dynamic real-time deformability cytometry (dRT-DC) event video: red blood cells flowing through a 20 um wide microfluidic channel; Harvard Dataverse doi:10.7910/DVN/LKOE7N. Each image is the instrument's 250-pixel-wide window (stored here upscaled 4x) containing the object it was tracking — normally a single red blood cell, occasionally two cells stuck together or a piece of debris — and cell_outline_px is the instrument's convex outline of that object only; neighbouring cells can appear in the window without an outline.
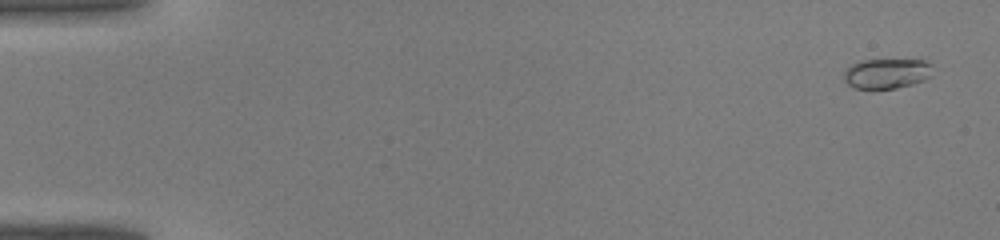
{"species": "common noctule bat (a hibernating species)", "species_latin": "Nyctalus noctula", "temperature_condition": "warm", "stored_images_in_passage": 43, "camera_frame_rate_fps": 3000, "um_per_image_px": 0.085, "animal": {"sex": "male", "body_mass_g": 19.0, "forearm_length_mm": 50.8}, "frame": {"image": 1, "passage_image": 2, "time_ms": 0.333, "image_size_px": [1000, 240], "cell_outline_px": [[932, 76], [924, 80], [912, 84], [896, 88], [856, 88], [848, 84], [844, 80], [844, 72], [852, 64], [860, 60], [924, 56], [932, 64]], "centroid_in_image_um": [75.5, 6.16], "position_along_channel_um": 9.5, "area_um2": 16.53}}
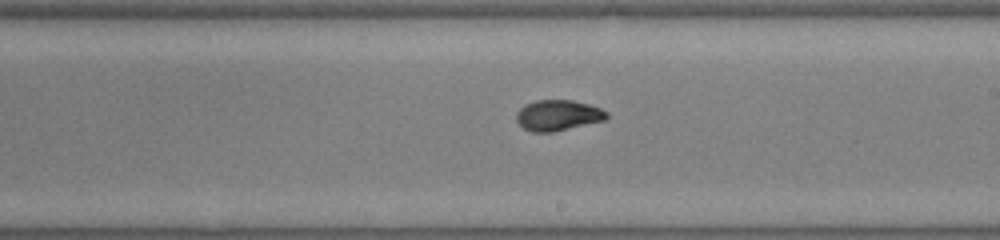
{"frame": {"image": 2, "passage_image": 26, "time_ms": 8.333, "image_size_px": [1000, 240], "cell_outline_px": [[608, 116], [604, 120], [552, 132], [532, 132], [524, 128], [516, 120], [516, 112], [524, 104], [536, 100], [572, 100], [588, 104], [600, 108], [608, 112]], "centroid_in_image_um": [47.4, 9.79], "position_along_channel_um": 241.6, "area_um2": 16.07}}
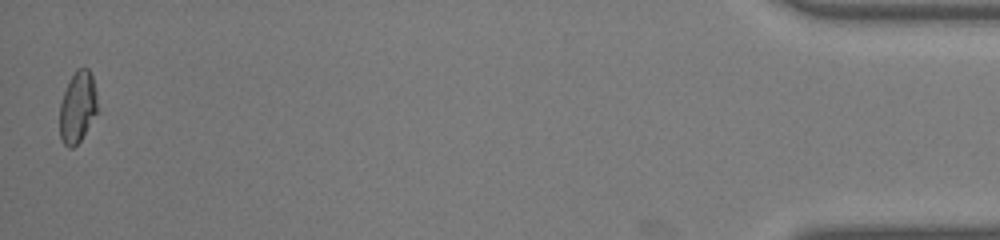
{"frame": {"image": 3, "passage_image": 43, "time_ms": 14.0, "image_size_px": [1000, 240], "cell_outline_px": [[100, 112], [80, 140], [72, 148], [68, 148], [64, 144], [60, 136], [60, 104], [68, 80], [76, 68], [88, 68], [92, 76], [96, 92]], "centroid_in_image_um": [6.63, 9.1], "position_along_channel_um": 428.6, "area_um2": 16.13}}